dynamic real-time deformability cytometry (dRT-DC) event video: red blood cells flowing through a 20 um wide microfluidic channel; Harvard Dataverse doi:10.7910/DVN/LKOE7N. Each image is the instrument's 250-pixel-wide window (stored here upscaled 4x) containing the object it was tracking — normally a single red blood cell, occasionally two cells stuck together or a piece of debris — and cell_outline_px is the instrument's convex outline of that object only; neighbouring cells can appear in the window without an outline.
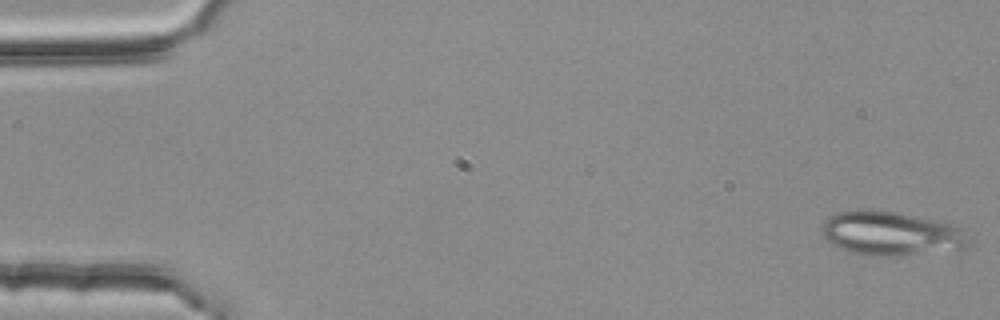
{"species": "common noctule bat (a hibernating species)", "species_latin": "Nyctalus noctula", "temperature_condition": "room temperature", "stored_images_in_passage": 5, "camera_frame_rate_fps": 3000, "um_per_image_px": 0.085, "animal": {"sex": "female", "body_mass_g": 25.1}, "frame": {"image": 1, "passage_image": 1, "time_ms": 0.0, "image_size_px": [1000, 320], "cell_outline_px": [[972, 244], [968, 248], [888, 256], [864, 256], [840, 248], [832, 244], [820, 232], [820, 228], [824, 220], [828, 216], [836, 212], [864, 208], [868, 208], [900, 212], [940, 220], [952, 224], [960, 228]], "centroid_in_image_um": [75.7, 19.81], "position_along_channel_um": 9.3, "area_um2": 38.32}}